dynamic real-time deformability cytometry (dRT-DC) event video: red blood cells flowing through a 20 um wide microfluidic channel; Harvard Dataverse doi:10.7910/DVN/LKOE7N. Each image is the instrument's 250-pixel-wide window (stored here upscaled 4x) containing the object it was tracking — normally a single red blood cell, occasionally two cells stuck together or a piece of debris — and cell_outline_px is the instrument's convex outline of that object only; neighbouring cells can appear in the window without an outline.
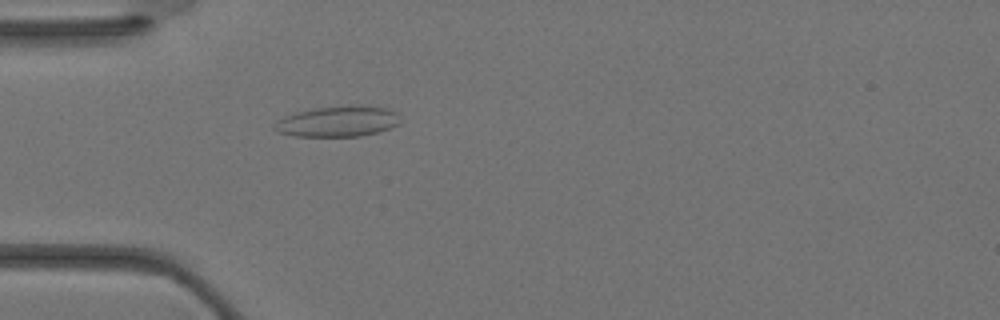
{"species": "Egyptian fruit bat (a non-hibernating species)", "species_latin": "Rousettus aegyptiacus", "temperature_condition": "warm", "stored_images_in_passage": 27, "camera_frame_rate_fps": 3000, "um_per_image_px": 0.085, "animal": {"sex": "female"}, "frame": {"image": 1, "passage_image": 2, "time_ms": 0.333, "image_size_px": [1000, 320], "cell_outline_px": [[400, 124], [380, 132], [360, 136], [296, 136], [276, 132], [272, 128], [284, 116], [296, 112], [316, 108], [352, 104], [388, 108], [396, 112]], "centroid_in_image_um": [28.74, 10.31], "position_along_channel_um": 56.3, "area_um2": 22.6}}
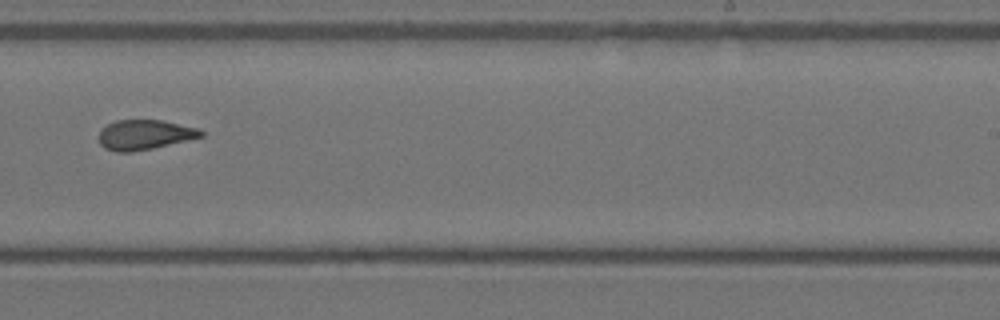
{"frame": {"image": 2, "passage_image": 14, "time_ms": 4.333, "image_size_px": [1000, 320], "cell_outline_px": [[204, 136], [188, 140], [152, 148], [132, 152], [116, 152], [104, 148], [100, 144], [100, 128], [116, 120], [164, 120], [196, 128], [204, 132]], "centroid_in_image_um": [12.28, 11.45], "position_along_channel_um": 276.7, "area_um2": 17.74}}
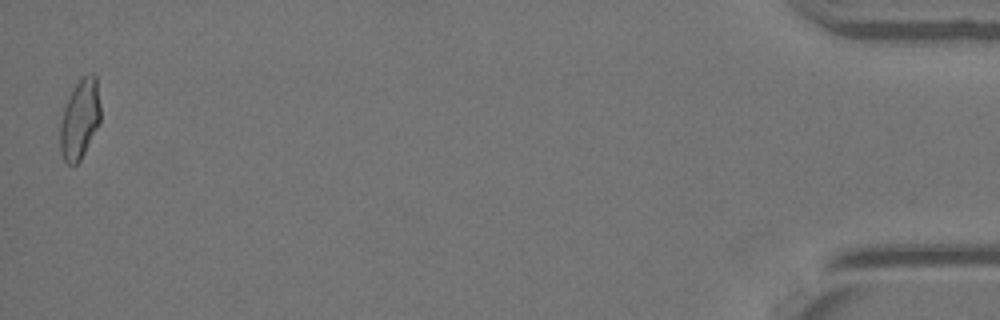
{"frame": {"image": 3, "passage_image": 27, "time_ms": 8.667, "image_size_px": [1000, 320], "cell_outline_px": [[100, 124], [80, 160], [76, 164], [68, 164], [64, 160], [60, 152], [60, 124], [64, 108], [68, 96], [76, 84], [84, 76], [92, 72], [96, 76], [100, 104]], "centroid_in_image_um": [6.79, 10.13], "position_along_channel_um": 428.4, "area_um2": 18.73}}